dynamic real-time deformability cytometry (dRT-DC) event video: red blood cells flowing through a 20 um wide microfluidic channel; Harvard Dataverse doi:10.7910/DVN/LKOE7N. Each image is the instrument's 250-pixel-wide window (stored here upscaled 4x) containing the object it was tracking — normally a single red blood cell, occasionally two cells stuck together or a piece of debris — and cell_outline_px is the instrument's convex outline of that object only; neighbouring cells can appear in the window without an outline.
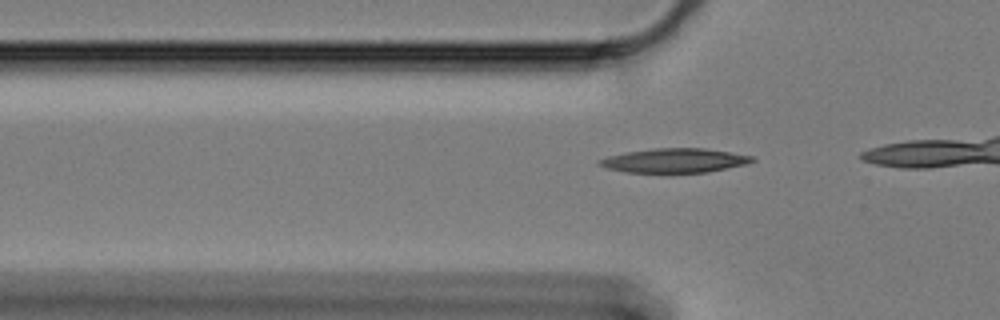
{"species": "Egyptian fruit bat (a non-hibernating species)", "species_latin": "Rousettus aegyptiacus", "temperature_condition": "cold", "stored_images_in_passage": 20, "camera_frame_rate_fps": 3000, "um_per_image_px": 0.085, "animal": {"sex": "female"}, "frame": {"image": 1, "passage_image": 14, "time_ms": 4.333, "image_size_px": [1000, 320], "cell_outline_px": [[756, 160], [744, 164], [704, 172], [624, 172], [608, 168], [596, 164], [596, 160], [608, 156], [628, 152], [656, 148], [704, 148], [756, 156]], "centroid_in_image_um": [57.31, 13.63], "position_along_channel_um": 68.5, "area_um2": 21.33}}
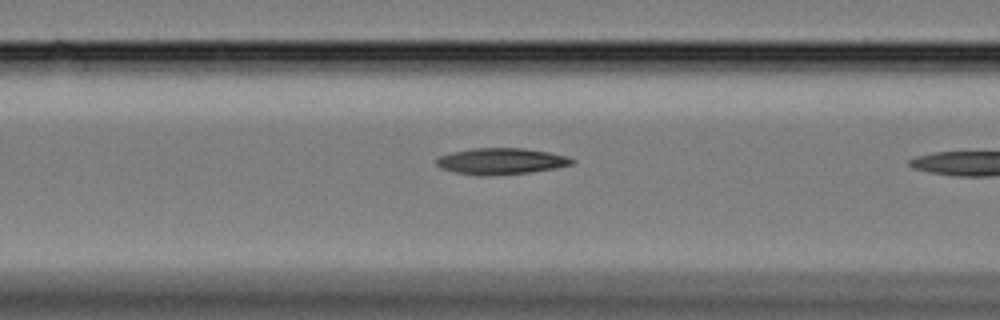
{"frame": {"image": 2, "passage_image": 19, "time_ms": 6.0, "image_size_px": [1000, 320], "cell_outline_px": [[576, 160], [572, 164], [556, 168], [528, 172], [492, 176], [480, 176], [452, 172], [440, 168], [436, 164], [436, 160], [440, 156], [452, 152], [472, 148], [524, 148], [548, 152], [564, 156]], "centroid_in_image_um": [42.54, 13.71], "position_along_channel_um": 124.1, "area_um2": 20.81}}